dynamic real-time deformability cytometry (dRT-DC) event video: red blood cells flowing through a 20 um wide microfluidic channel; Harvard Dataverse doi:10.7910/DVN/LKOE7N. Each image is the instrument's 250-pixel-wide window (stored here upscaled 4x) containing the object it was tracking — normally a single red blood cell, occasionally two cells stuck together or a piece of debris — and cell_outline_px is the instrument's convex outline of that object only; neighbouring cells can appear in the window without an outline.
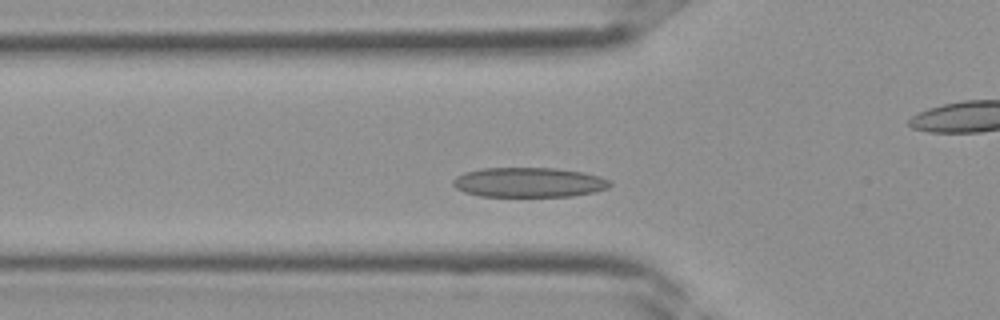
{"species": "Egyptian fruit bat (a non-hibernating species)", "species_latin": "Rousettus aegyptiacus", "temperature_condition": "room temperature", "stored_images_in_passage": 33, "camera_frame_rate_fps": 3000, "um_per_image_px": 0.085, "frame": {"image": 1, "passage_image": 8, "time_ms": 2.333, "image_size_px": [1000, 320], "cell_outline_px": [[612, 184], [608, 188], [592, 192], [572, 196], [480, 196], [464, 192], [456, 188], [452, 184], [452, 180], [456, 176], [464, 172], [480, 168], [556, 168], [584, 172], [600, 176], [608, 180]], "centroid_in_image_um": [44.93, 15.49], "position_along_channel_um": 80.9, "area_um2": 27.28}}
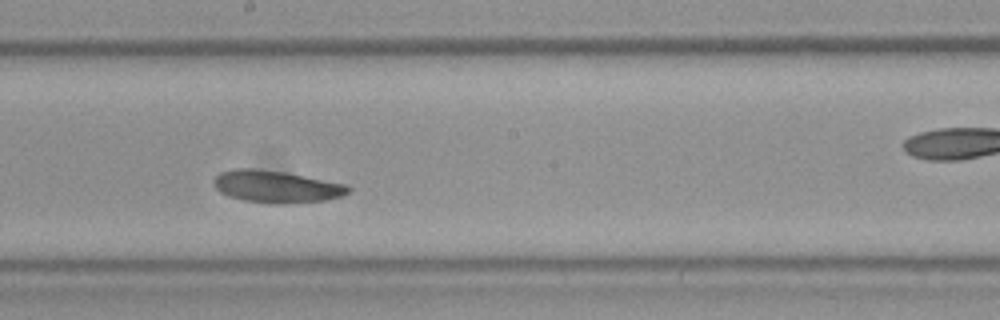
{"frame": {"image": 2, "passage_image": 16, "time_ms": 5.0, "image_size_px": [1000, 320], "cell_outline_px": [[352, 188], [348, 192], [340, 196], [324, 200], [288, 204], [272, 204], [244, 200], [228, 196], [220, 192], [212, 184], [212, 180], [220, 172], [236, 168], [256, 168], [288, 172], [348, 184]], "centroid_in_image_um": [23.48, 15.85], "position_along_channel_um": 224.7, "area_um2": 25.61}}
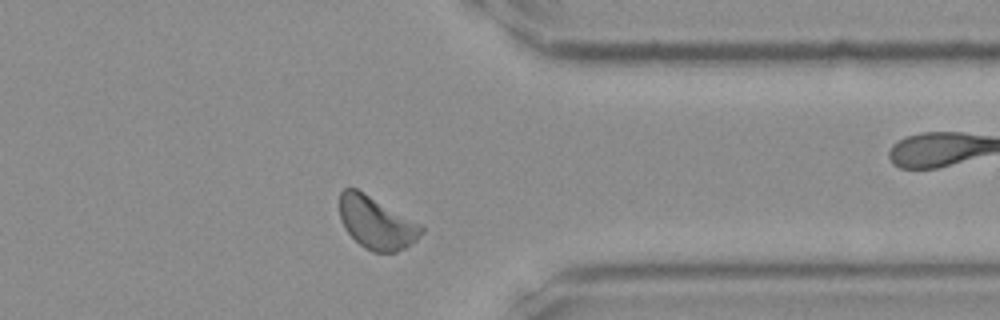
{"frame": {"image": 3, "passage_image": 25, "time_ms": 8.0, "image_size_px": [1000, 320], "cell_outline_px": [[424, 232], [416, 240], [404, 248], [396, 252], [372, 252], [364, 248], [344, 228], [340, 220], [340, 192], [344, 188], [356, 188], [364, 192], [420, 224], [424, 228]], "centroid_in_image_um": [31.98, 18.94], "position_along_channel_um": 379.4, "area_um2": 24.8}}